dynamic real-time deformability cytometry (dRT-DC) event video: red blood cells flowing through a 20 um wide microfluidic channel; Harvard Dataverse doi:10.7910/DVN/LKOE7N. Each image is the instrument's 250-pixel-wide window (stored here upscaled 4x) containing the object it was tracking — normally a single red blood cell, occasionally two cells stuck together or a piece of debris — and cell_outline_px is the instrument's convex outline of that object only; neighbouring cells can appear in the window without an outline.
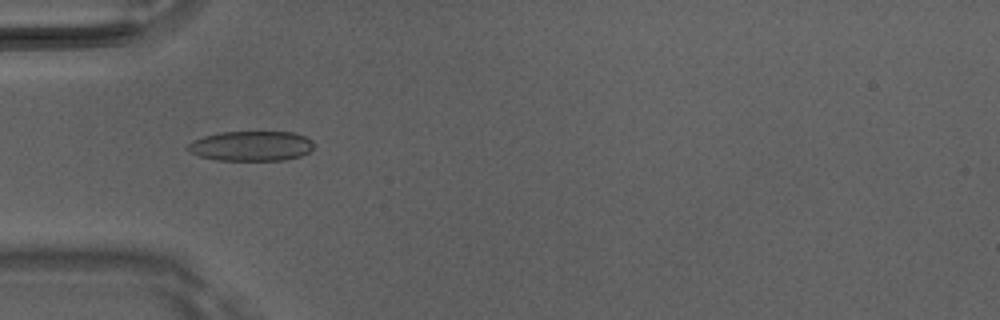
{"species": "Egyptian fruit bat (a non-hibernating species)", "species_latin": "Rousettus aegyptiacus", "temperature_condition": "room temperature", "stored_images_in_passage": 5, "camera_frame_rate_fps": 3000, "um_per_image_px": 0.085, "animal": {"sex": "male"}, "frame": {"image": 1, "passage_image": 5, "time_ms": 1.333, "image_size_px": [1000, 320], "cell_outline_px": [[316, 144], [308, 152], [300, 156], [284, 160], [216, 160], [200, 156], [188, 152], [184, 148], [192, 140], [204, 136], [220, 132], [292, 132], [304, 136], [312, 140]], "centroid_in_image_um": [21.32, 12.41], "position_along_channel_um": 63.7, "area_um2": 22.14}}